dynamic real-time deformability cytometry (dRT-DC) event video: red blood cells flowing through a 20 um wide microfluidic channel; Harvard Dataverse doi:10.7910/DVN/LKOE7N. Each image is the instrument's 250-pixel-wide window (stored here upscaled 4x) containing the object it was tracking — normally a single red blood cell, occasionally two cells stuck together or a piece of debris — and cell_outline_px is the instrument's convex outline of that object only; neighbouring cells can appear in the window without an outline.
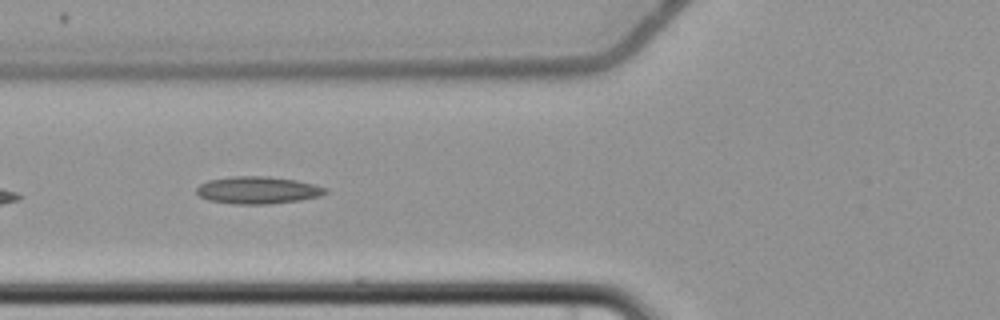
{"species": "common noctule bat (a hibernating species)", "species_latin": "Nyctalus noctula", "temperature_condition": "cold", "stored_images_in_passage": 4, "camera_frame_rate_fps": 3000, "um_per_image_px": 0.085, "animal": {"sex": "female", "body_mass_g": 22.7, "forearm_length_mm": 54.2}, "frame": {"image": 1, "passage_image": 3, "time_ms": 2.333, "image_size_px": [1000, 320], "cell_outline_px": [[328, 192], [320, 196], [300, 200], [268, 204], [236, 204], [208, 200], [200, 196], [196, 192], [196, 188], [200, 184], [208, 180], [232, 176], [268, 176], [296, 180], [328, 188]], "centroid_in_image_um": [21.91, 16.16], "position_along_channel_um": 103.9, "area_um2": 20.52}}